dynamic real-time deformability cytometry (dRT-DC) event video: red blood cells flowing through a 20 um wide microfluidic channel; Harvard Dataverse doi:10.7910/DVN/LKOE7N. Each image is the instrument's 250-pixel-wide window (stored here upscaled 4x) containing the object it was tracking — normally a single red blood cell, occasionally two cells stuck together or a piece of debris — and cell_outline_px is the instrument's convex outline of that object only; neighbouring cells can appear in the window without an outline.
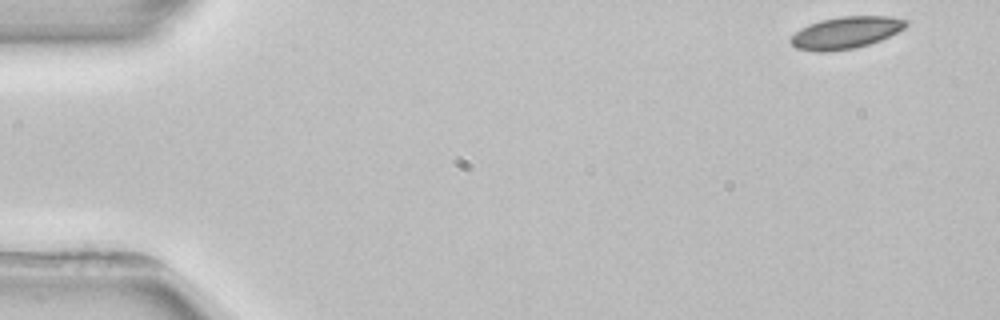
{"species": "common noctule bat (a hibernating species)", "species_latin": "Nyctalus noctula", "temperature_condition": "room temperature", "stored_images_in_passage": 4, "camera_frame_rate_fps": 3000, "um_per_image_px": 0.085, "animal": {"sex": "female", "body_mass_g": 22.7, "forearm_length_mm": 54.2}, "frame": {"image": 1, "passage_image": 1, "time_ms": 0.0, "image_size_px": [1000, 320], "cell_outline_px": [[908, 24], [904, 28], [880, 40], [868, 44], [852, 48], [824, 52], [816, 52], [796, 48], [788, 40], [800, 28], [808, 24], [820, 20], [840, 16], [892, 16], [908, 20]], "centroid_in_image_um": [71.87, 2.76], "position_along_channel_um": 13.1, "area_um2": 21.44}}
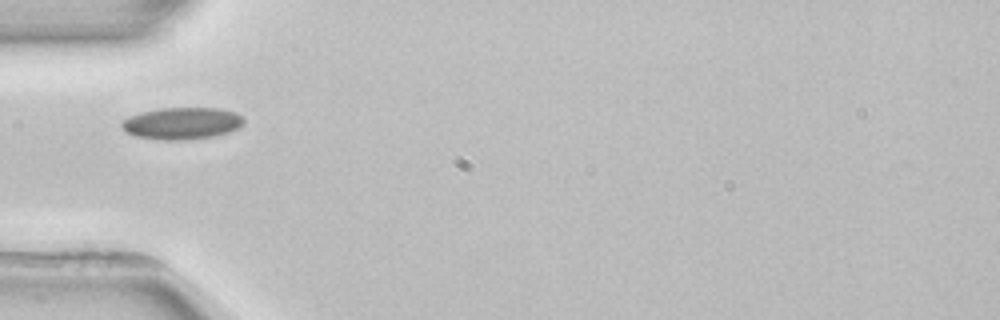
{"frame": {"image": 2, "passage_image": 4, "time_ms": 4.667, "image_size_px": [1000, 320], "cell_outline_px": [[244, 124], [228, 132], [212, 136], [184, 140], [164, 140], [136, 136], [128, 132], [120, 124], [124, 120], [140, 112], [160, 108], [216, 108], [236, 112], [244, 120]], "centroid_in_image_um": [15.48, 10.47], "position_along_channel_um": 69.5, "area_um2": 22.37}}